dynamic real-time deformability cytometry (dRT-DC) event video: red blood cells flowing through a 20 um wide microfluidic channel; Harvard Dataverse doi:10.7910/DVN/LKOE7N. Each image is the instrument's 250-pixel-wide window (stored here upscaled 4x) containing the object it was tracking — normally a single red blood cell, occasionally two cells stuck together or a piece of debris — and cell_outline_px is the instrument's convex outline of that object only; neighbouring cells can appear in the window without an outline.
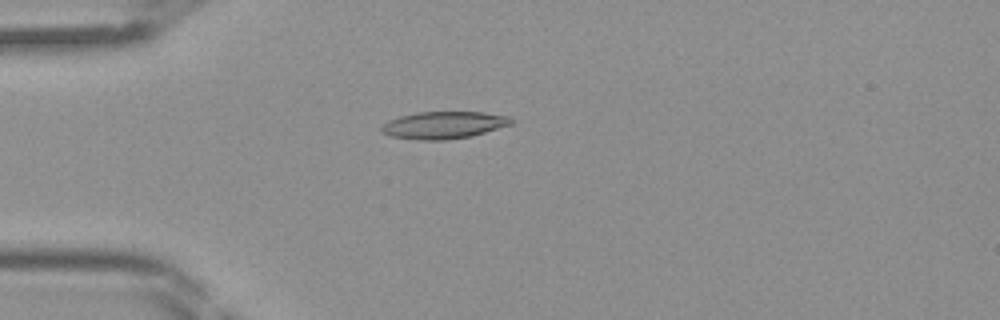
{"species": "Egyptian fruit bat (a non-hibernating species)", "species_latin": "Rousettus aegyptiacus", "temperature_condition": "room temperature", "stored_images_in_passage": 44, "camera_frame_rate_fps": 3000, "um_per_image_px": 0.085, "frame": {"image": 1, "passage_image": 12, "time_ms": 3.667, "image_size_px": [1000, 320], "cell_outline_px": [[512, 124], [472, 136], [444, 140], [416, 140], [388, 136], [380, 132], [380, 124], [388, 120], [400, 116], [416, 112], [484, 112], [508, 116], [512, 120]], "centroid_in_image_um": [37.64, 10.64], "position_along_channel_um": 47.4, "area_um2": 20.81}}
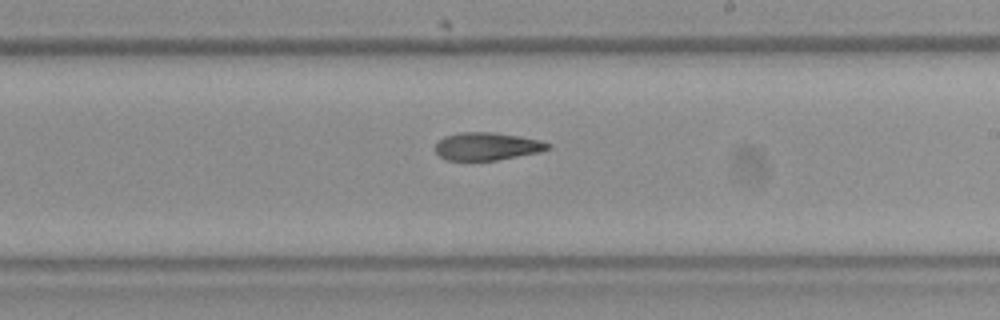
{"frame": {"image": 2, "passage_image": 26, "time_ms": 8.333, "image_size_px": [1000, 320], "cell_outline_px": [[552, 148], [540, 152], [496, 160], [444, 160], [436, 152], [436, 144], [444, 136], [460, 132], [496, 132], [520, 136], [540, 140], [552, 144]], "centroid_in_image_um": [41.43, 12.43], "position_along_channel_um": 247.6, "area_um2": 18.32}}
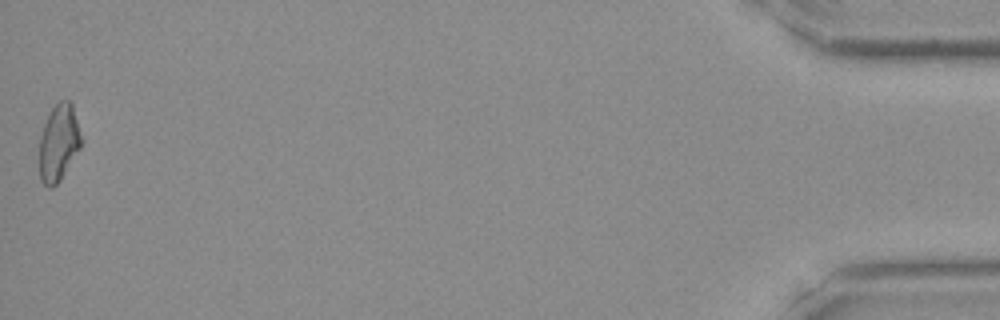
{"frame": {"image": 3, "passage_image": 44, "time_ms": 14.333, "image_size_px": [1000, 320], "cell_outline_px": [[84, 140], [80, 148], [60, 180], [52, 188], [48, 188], [40, 180], [40, 136], [44, 124], [52, 108], [60, 100], [68, 100], [72, 104]], "centroid_in_image_um": [5.01, 12.13], "position_along_channel_um": 430.2, "area_um2": 18.79}}